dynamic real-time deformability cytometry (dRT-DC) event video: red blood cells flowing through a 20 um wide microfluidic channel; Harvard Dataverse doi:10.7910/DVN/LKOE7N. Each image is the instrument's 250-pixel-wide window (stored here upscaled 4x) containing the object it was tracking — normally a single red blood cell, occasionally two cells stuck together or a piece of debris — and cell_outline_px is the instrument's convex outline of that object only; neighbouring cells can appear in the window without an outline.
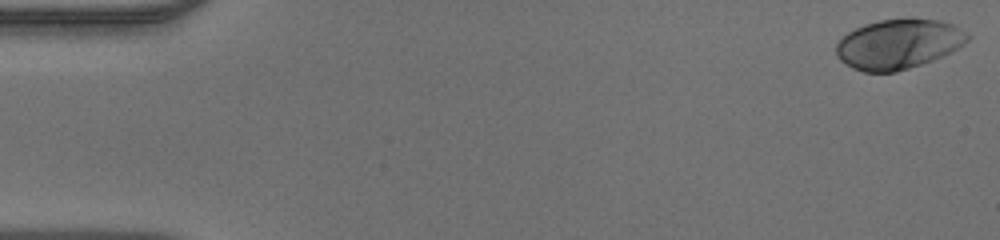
{"species": "human", "species_latin": "Homo sapiens", "temperature_condition": "warm", "stored_images_in_passage": 50, "camera_frame_rate_fps": 3000, "um_per_image_px": 0.085, "donor": {"sex": "male"}, "frame": {"image": 1, "passage_image": 1, "time_ms": 0.0, "image_size_px": [1000, 240], "cell_outline_px": [[972, 36], [964, 44], [952, 52], [932, 60], [896, 72], [864, 72], [852, 68], [840, 60], [836, 52], [836, 44], [848, 32], [864, 24], [880, 20], [908, 16], [912, 16], [940, 20], [952, 24], [968, 32]], "centroid_in_image_um": [76.41, 3.71], "position_along_channel_um": 8.6, "area_um2": 38.67}}
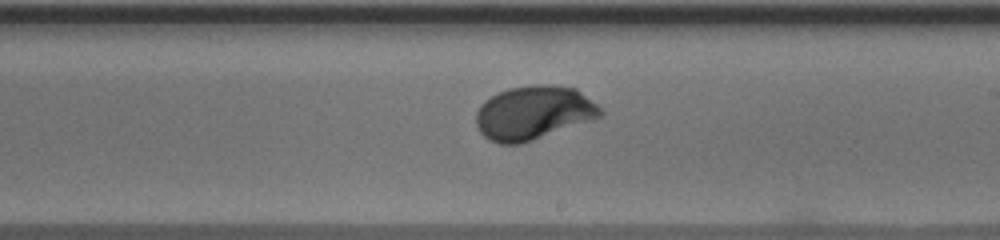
{"frame": {"image": 2, "passage_image": 29, "time_ms": 9.333, "image_size_px": [1000, 240], "cell_outline_px": [[604, 112], [600, 116], [592, 120], [520, 144], [500, 144], [488, 140], [480, 132], [476, 124], [476, 112], [480, 104], [484, 100], [508, 88], [532, 84], [548, 84], [576, 88], [596, 104]], "centroid_in_image_um": [45.32, 9.58], "position_along_channel_um": 243.7, "area_um2": 38.96}}
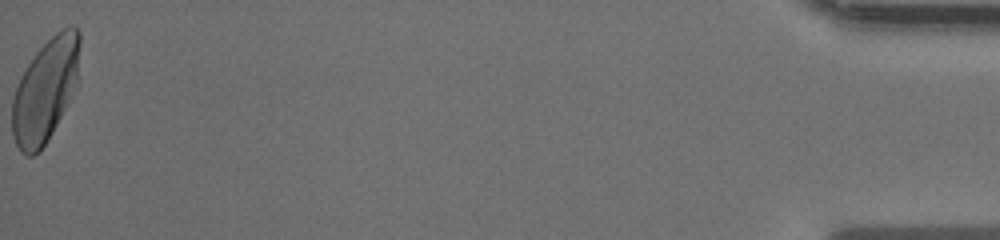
{"frame": {"image": 3, "passage_image": 50, "time_ms": 16.333, "image_size_px": [1000, 240], "cell_outline_px": [[80, 40], [76, 80], [64, 108], [52, 132], [40, 152], [32, 156], [28, 156], [20, 152], [12, 136], [12, 100], [20, 76], [36, 52], [56, 32], [64, 28], [76, 28], [80, 32]], "centroid_in_image_um": [3.8, 7.71], "position_along_channel_um": 431.4, "area_um2": 39.65}}